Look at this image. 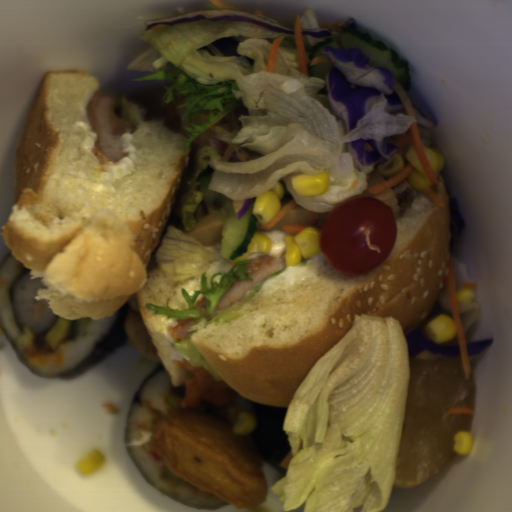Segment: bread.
Masks as SVG:
<instances>
[{
    "instance_id": "obj_1",
    "label": "bread",
    "mask_w": 512,
    "mask_h": 512,
    "mask_svg": "<svg viewBox=\"0 0 512 512\" xmlns=\"http://www.w3.org/2000/svg\"><path fill=\"white\" fill-rule=\"evenodd\" d=\"M101 84L87 70L41 73L17 138L14 193L10 215L0 228L3 245L14 260L42 277L34 300H49L52 314L71 321L106 319L136 293L143 326L174 387L194 374L178 369L177 350L167 329L174 317L155 314L146 303L189 310L182 288L192 299L205 272L220 281L233 264L219 257L198 276L175 283L158 264L148 266L168 227L182 191L190 148L188 137L164 126V117L146 121V109L119 96L114 113L126 119L136 150L135 172L115 179L114 192L97 185L104 170L84 149L81 103Z\"/></svg>"
},
{
    "instance_id": "obj_2",
    "label": "bread",
    "mask_w": 512,
    "mask_h": 512,
    "mask_svg": "<svg viewBox=\"0 0 512 512\" xmlns=\"http://www.w3.org/2000/svg\"><path fill=\"white\" fill-rule=\"evenodd\" d=\"M433 192L408 194L395 217L394 246L365 275H341L324 254L302 264L311 271L292 286L262 290L239 319L190 326V341L220 378L249 401L288 409L316 361L362 315L393 317L404 336L435 308L450 272L452 225L444 176Z\"/></svg>"
}]
</instances>
